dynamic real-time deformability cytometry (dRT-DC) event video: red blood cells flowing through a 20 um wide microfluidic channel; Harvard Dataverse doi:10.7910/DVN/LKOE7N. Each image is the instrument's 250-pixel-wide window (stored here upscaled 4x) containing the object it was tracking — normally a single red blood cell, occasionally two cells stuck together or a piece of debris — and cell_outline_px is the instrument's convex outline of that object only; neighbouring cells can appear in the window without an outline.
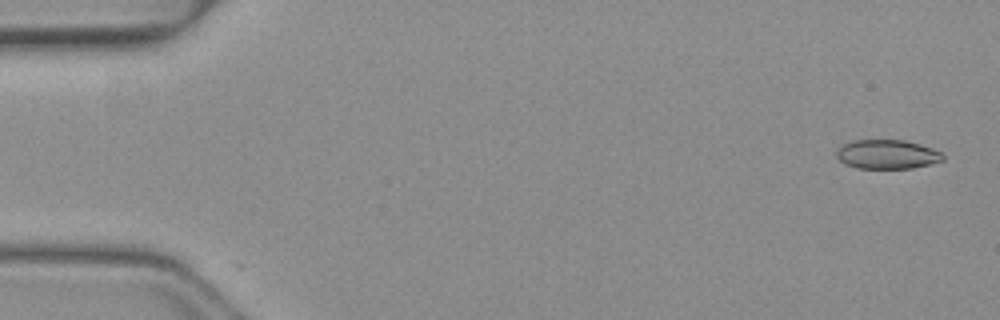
{"species": "common noctule bat (a hibernating species)", "species_latin": "Nyctalus noctula", "temperature_condition": "warm", "stored_images_in_passage": 12, "camera_frame_rate_fps": 3000, "um_per_image_px": 0.085, "animal": {"sex": "female", "body_mass_g": 19.3, "forearm_length_mm": 54.1}, "frame": {"image": 1, "passage_image": 2, "time_ms": 0.333, "image_size_px": [1000, 320], "cell_outline_px": [[944, 160], [912, 168], [856, 168], [844, 164], [836, 156], [836, 148], [852, 140], [904, 140], [920, 144], [932, 148], [940, 152], [944, 156]], "centroid_in_image_um": [75.37, 13.11], "position_along_channel_um": 9.6, "area_um2": 18.09}}